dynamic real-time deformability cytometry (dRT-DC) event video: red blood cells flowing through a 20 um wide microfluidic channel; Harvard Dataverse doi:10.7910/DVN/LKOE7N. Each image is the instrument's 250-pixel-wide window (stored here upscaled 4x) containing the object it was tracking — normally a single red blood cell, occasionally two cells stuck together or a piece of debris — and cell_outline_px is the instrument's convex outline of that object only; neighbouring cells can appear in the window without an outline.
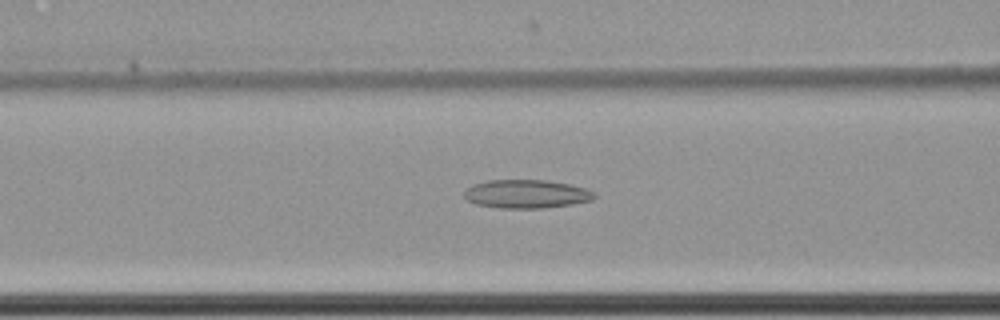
{"species": "common noctule bat (a hibernating species)", "species_latin": "Nyctalus noctula", "temperature_condition": "cold", "stored_images_in_passage": 12, "camera_frame_rate_fps": 3000, "um_per_image_px": 0.085, "animal": {"sex": "female", "body_mass_g": 22.7, "forearm_length_mm": 54.2}, "frame": {"image": 1, "passage_image": 6, "time_ms": 1.667, "image_size_px": [1000, 320], "cell_outline_px": [[596, 196], [592, 200], [572, 204], [544, 208], [500, 208], [476, 204], [468, 200], [464, 196], [464, 192], [472, 184], [488, 180], [544, 180], [568, 184], [588, 188]], "centroid_in_image_um": [44.74, 16.48], "position_along_channel_um": 121.9, "area_um2": 21.56}}
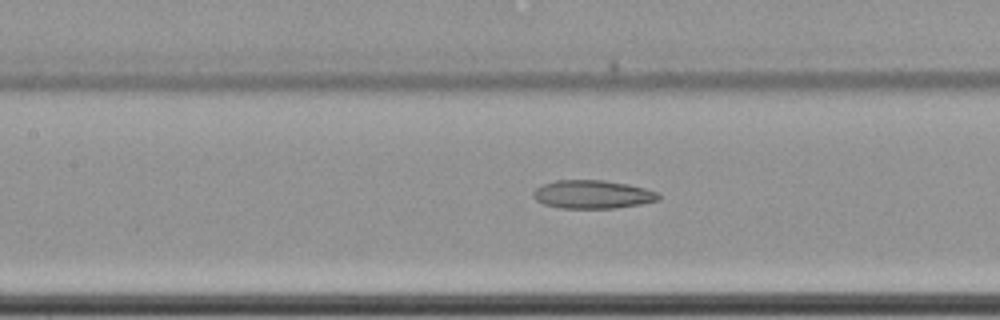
{"frame": {"image": 2, "passage_image": 9, "time_ms": 2.667, "image_size_px": [1000, 320], "cell_outline_px": [[660, 200], [640, 204], [616, 208], [560, 208], [544, 204], [536, 200], [532, 196], [532, 192], [536, 188], [544, 184], [556, 180], [604, 180], [628, 184], [660, 192]], "centroid_in_image_um": [50.38, 16.52], "position_along_channel_um": 157.0, "area_um2": 20.81}}